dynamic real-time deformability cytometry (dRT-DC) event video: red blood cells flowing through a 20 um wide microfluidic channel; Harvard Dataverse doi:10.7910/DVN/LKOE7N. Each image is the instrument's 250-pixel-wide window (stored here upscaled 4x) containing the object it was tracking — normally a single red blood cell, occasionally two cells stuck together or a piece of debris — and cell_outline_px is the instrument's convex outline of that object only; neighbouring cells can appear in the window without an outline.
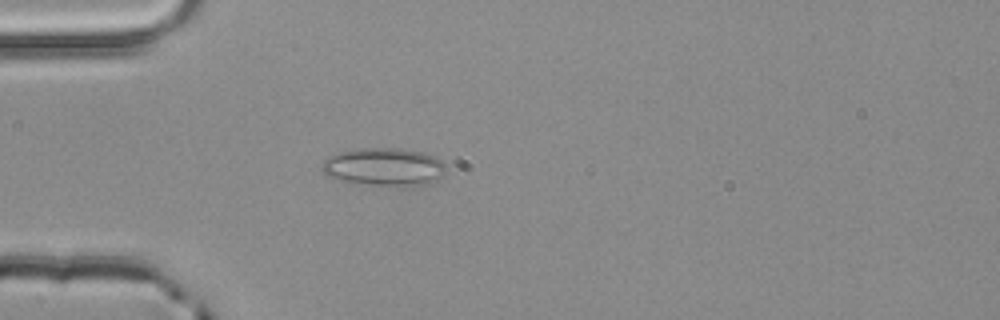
{"species": "common noctule bat (a hibernating species)", "species_latin": "Nyctalus noctula", "temperature_condition": "room temperature", "stored_images_in_passage": 2, "camera_frame_rate_fps": 3000, "um_per_image_px": 0.085, "animal": {"sex": "male", "body_mass_g": 20.4}, "frame": {"image": 1, "passage_image": 2, "time_ms": 0.333, "image_size_px": [1000, 320], "cell_outline_px": [[444, 172], [436, 180], [428, 184], [372, 184], [340, 180], [328, 176], [320, 168], [324, 160], [328, 156], [340, 152], [364, 148], [400, 148], [420, 152], [432, 156], [440, 160], [444, 164]], "centroid_in_image_um": [32.6, 14.16], "position_along_channel_um": 52.4, "area_um2": 26.59}}